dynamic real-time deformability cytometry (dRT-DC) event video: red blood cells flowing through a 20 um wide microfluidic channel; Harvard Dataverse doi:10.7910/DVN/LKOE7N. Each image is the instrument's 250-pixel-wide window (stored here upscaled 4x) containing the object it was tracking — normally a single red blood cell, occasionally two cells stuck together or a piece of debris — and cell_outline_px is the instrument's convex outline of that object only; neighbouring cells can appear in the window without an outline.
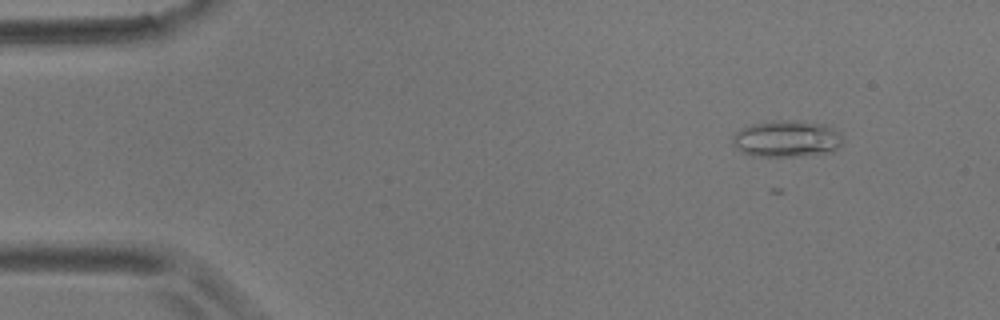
{"species": "common noctule bat (a hibernating species)", "species_latin": "Nyctalus noctula", "temperature_condition": "room temperature", "stored_images_in_passage": 5, "camera_frame_rate_fps": 3000, "um_per_image_px": 0.085, "animal": {"sex": "male", "body_mass_g": 17.9}, "frame": {"image": 1, "passage_image": 1, "time_ms": 0.0, "image_size_px": [1000, 320], "cell_outline_px": [[844, 140], [832, 152], [800, 156], [752, 156], [736, 148], [732, 144], [732, 136], [736, 132], [752, 124], [768, 120], [804, 120], [824, 124], [840, 132]], "centroid_in_image_um": [66.88, 11.78], "position_along_channel_um": 18.1, "area_um2": 23.81}}